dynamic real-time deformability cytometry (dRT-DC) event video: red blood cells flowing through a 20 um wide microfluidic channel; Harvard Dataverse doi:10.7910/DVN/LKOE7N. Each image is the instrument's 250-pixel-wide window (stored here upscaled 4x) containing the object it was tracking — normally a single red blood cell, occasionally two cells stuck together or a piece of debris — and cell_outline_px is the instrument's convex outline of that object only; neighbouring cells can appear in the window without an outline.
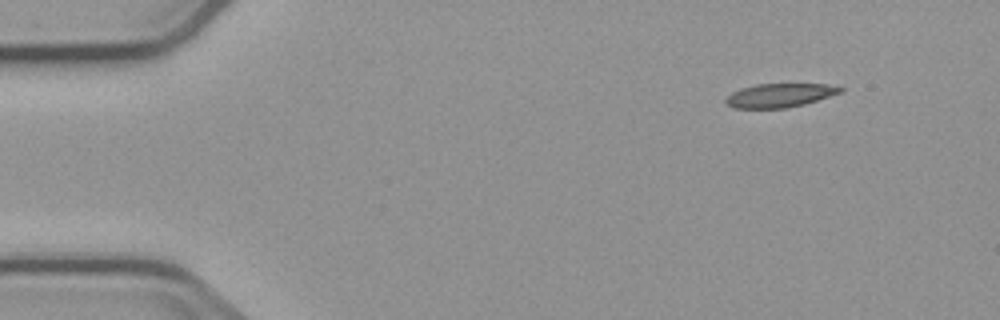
{"species": "common noctule bat (a hibernating species)", "species_latin": "Nyctalus noctula", "temperature_condition": "cold", "stored_images_in_passage": 3, "camera_frame_rate_fps": 3000, "um_per_image_px": 0.085, "animal": {"sex": "male", "body_mass_g": 23.1, "forearm_length_mm": 52.7}, "frame": {"image": 1, "passage_image": 1, "time_ms": 0.0, "image_size_px": [1000, 320], "cell_outline_px": [[844, 92], [804, 104], [784, 108], [732, 108], [724, 104], [724, 100], [732, 92], [740, 88], [756, 84], [824, 84], [844, 88]], "centroid_in_image_um": [66.24, 8.11], "position_along_channel_um": 18.8, "area_um2": 15.95}}